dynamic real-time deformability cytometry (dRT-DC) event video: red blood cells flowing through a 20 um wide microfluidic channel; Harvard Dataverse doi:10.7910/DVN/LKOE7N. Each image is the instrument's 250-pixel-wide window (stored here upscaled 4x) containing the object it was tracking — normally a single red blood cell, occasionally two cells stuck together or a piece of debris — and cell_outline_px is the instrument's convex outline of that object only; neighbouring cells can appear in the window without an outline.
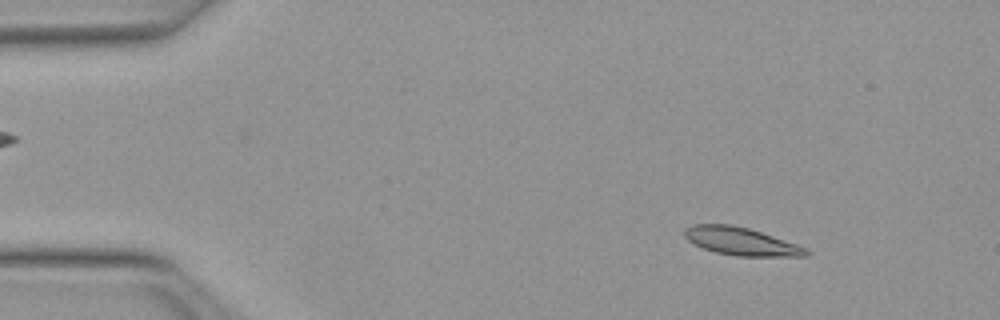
{"species": "Egyptian fruit bat (a non-hibernating species)", "species_latin": "Rousettus aegyptiacus", "temperature_condition": "warm", "stored_images_in_passage": 12, "camera_frame_rate_fps": 3000, "um_per_image_px": 0.085, "animal": {"sex": "female"}, "frame": {"image": 1, "passage_image": 4, "time_ms": 1.0, "image_size_px": [1000, 320], "cell_outline_px": [[808, 256], [736, 256], [716, 252], [704, 248], [688, 240], [684, 236], [684, 228], [692, 224], [732, 224], [748, 228], [808, 248]], "centroid_in_image_um": [62.97, 20.51], "position_along_channel_um": 22.0, "area_um2": 19.54}}